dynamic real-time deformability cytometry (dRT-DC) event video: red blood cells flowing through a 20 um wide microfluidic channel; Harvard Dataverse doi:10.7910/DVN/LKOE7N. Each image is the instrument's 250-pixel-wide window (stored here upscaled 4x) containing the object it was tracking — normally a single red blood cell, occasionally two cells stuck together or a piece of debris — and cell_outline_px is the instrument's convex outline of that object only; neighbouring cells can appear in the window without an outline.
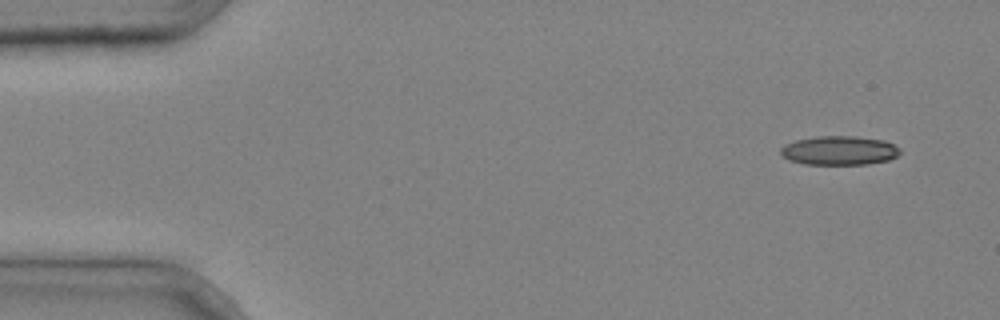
{"species": "common noctule bat (a hibernating species)", "species_latin": "Nyctalus noctula", "temperature_condition": "cold", "stored_images_in_passage": 4, "camera_frame_rate_fps": 3000, "um_per_image_px": 0.085, "animal": {"sex": "male", "body_mass_g": 20.4}, "frame": {"image": 1, "passage_image": 1, "time_ms": 0.0, "image_size_px": [1000, 320], "cell_outline_px": [[900, 152], [896, 156], [888, 160], [868, 164], [804, 164], [788, 160], [780, 156], [780, 148], [784, 144], [796, 140], [816, 136], [856, 136], [884, 140], [900, 148]], "centroid_in_image_um": [71.29, 12.79], "position_along_channel_um": 13.7, "area_um2": 20.35}}